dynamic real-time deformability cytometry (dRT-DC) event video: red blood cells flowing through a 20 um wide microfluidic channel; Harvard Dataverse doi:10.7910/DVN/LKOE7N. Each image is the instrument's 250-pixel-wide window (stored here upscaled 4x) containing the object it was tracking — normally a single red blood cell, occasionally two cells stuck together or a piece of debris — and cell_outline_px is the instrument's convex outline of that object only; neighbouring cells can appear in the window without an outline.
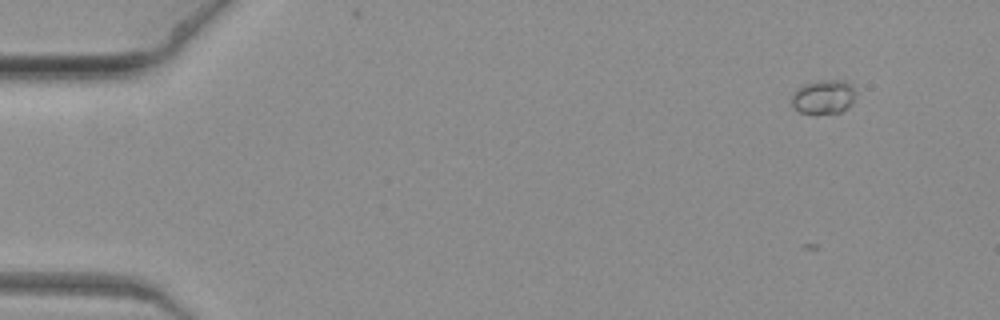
{"species": "common noctule bat (a hibernating species)", "species_latin": "Nyctalus noctula", "temperature_condition": "warm", "stored_images_in_passage": 10, "camera_frame_rate_fps": 3000, "um_per_image_px": 0.085, "animal": {"sex": "female", "body_mass_g": 19.3, "forearm_length_mm": 54.1}, "frame": {"image": 1, "passage_image": 2, "time_ms": 0.333, "image_size_px": [1000, 320], "cell_outline_px": [[856, 96], [852, 104], [848, 108], [840, 112], [816, 116], [812, 116], [800, 112], [792, 108], [792, 96], [804, 84], [824, 80], [844, 80], [856, 88]], "centroid_in_image_um": [70.04, 8.29], "position_along_channel_um": 15.0, "area_um2": 13.18}}
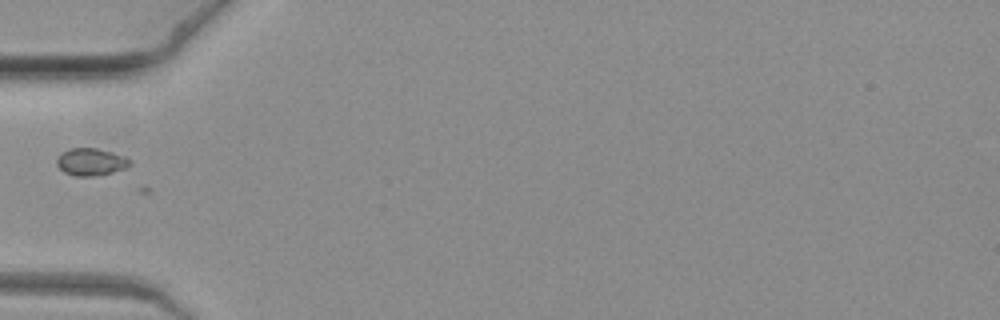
{"frame": {"image": 2, "passage_image": 8, "time_ms": 2.333, "image_size_px": [1000, 320], "cell_outline_px": [[132, 164], [124, 168], [112, 172], [92, 176], [76, 176], [64, 172], [56, 164], [56, 160], [60, 152], [68, 148], [96, 148], [112, 152], [124, 156], [132, 160]], "centroid_in_image_um": [7.71, 13.74], "position_along_channel_um": 77.3, "area_um2": 11.68}}
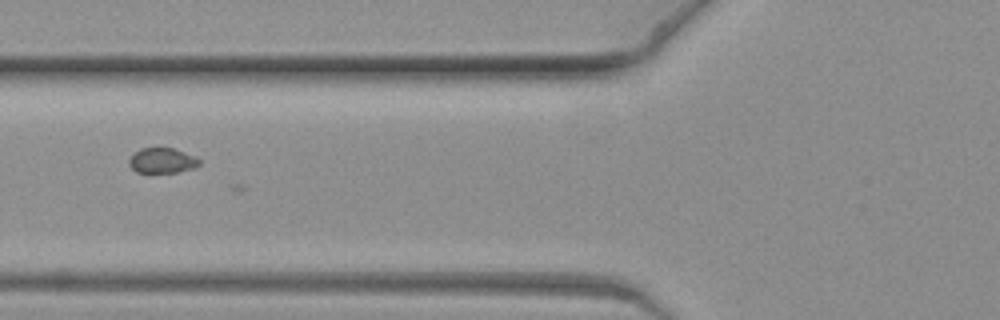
{"frame": {"image": 3, "passage_image": 9, "time_ms": 2.667, "image_size_px": [1000, 320], "cell_outline_px": [[200, 164], [196, 168], [176, 172], [136, 172], [128, 164], [128, 160], [140, 148], [172, 148], [196, 156], [200, 160]], "centroid_in_image_um": [13.81, 13.65], "position_along_channel_um": 112.0, "area_um2": 10.29}}